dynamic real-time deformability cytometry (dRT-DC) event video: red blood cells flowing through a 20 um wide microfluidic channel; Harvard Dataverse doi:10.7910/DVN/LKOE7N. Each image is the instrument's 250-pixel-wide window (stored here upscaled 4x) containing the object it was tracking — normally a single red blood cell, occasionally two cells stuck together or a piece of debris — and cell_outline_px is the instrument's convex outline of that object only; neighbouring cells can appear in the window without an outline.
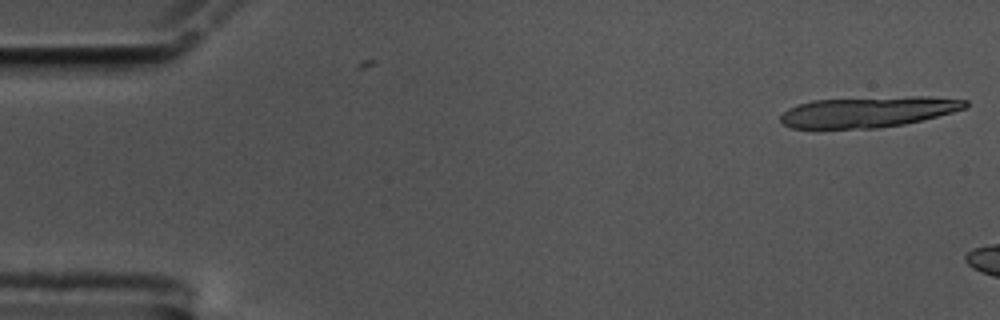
{"species": "common noctule bat (a hibernating species)", "species_latin": "Nyctalus noctula", "temperature_condition": "cold", "stored_images_in_passage": 3, "camera_frame_rate_fps": 3000, "um_per_image_px": 0.085, "animal": {"sex": "male", "body_mass_g": 17.5, "forearm_length_mm": 52.3}, "frame": {"image": 1, "passage_image": 3, "time_ms": 0.667, "image_size_px": [1000, 320], "cell_outline_px": [[968, 108], [904, 124], [880, 128], [792, 128], [784, 124], [780, 120], [780, 116], [788, 108], [812, 100], [912, 96], [928, 96], [968, 100]], "centroid_in_image_um": [73.82, 9.5], "position_along_channel_um": 11.2, "area_um2": 32.95}}